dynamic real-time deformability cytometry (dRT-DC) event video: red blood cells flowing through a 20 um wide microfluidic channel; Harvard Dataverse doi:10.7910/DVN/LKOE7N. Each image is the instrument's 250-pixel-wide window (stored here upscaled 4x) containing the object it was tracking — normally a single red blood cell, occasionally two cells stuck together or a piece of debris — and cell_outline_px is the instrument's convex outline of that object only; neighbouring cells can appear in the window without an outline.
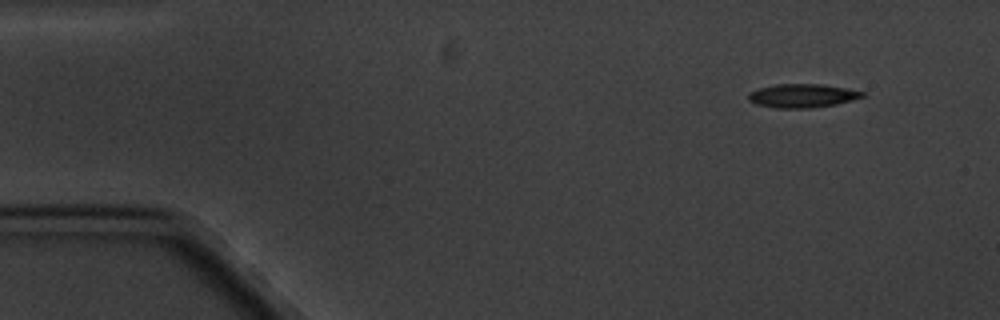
{"species": "common noctule bat (a hibernating species)", "species_latin": "Nyctalus noctula", "temperature_condition": "cold", "stored_images_in_passage": 4, "camera_frame_rate_fps": 3000, "um_per_image_px": 0.085, "animal": {"sex": "male", "body_mass_g": 20.1, "forearm_length_mm": 53.5}, "frame": {"image": 1, "passage_image": 1, "time_ms": 0.0, "image_size_px": [1000, 320], "cell_outline_px": [[864, 96], [852, 100], [836, 104], [808, 108], [776, 108], [756, 104], [748, 100], [748, 92], [756, 88], [776, 84], [820, 84], [844, 88], [864, 92]], "centroid_in_image_um": [68.13, 8.13], "position_along_channel_um": 16.9, "area_um2": 15.66}}
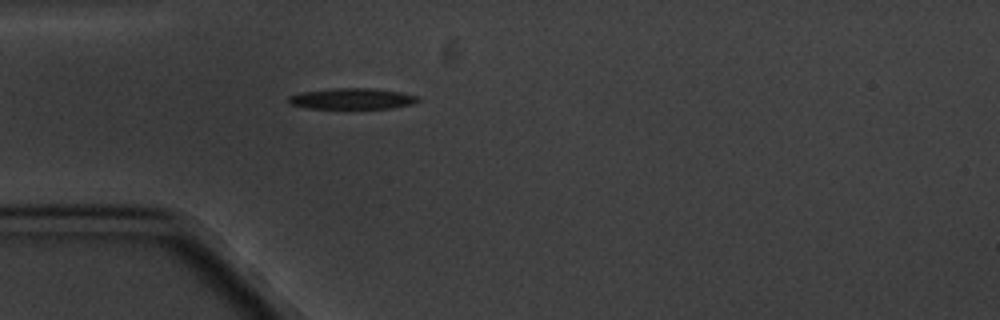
{"frame": {"image": 2, "passage_image": 4, "time_ms": 3.667, "image_size_px": [1000, 320], "cell_outline_px": [[420, 100], [412, 104], [392, 108], [308, 108], [288, 104], [288, 96], [300, 92], [332, 88], [368, 88], [400, 92], [416, 96]], "centroid_in_image_um": [29.87, 8.39], "position_along_channel_um": 55.1, "area_um2": 15.72}}